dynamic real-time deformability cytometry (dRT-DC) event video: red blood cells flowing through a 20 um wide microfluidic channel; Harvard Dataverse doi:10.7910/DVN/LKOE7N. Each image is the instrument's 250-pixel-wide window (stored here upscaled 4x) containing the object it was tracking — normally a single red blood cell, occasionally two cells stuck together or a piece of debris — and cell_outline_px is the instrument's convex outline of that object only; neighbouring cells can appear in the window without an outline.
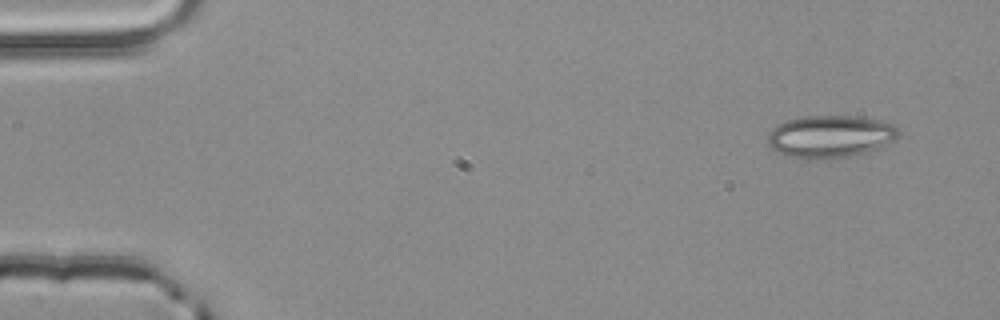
{"species": "common noctule bat (a hibernating species)", "species_latin": "Nyctalus noctula", "temperature_condition": "room temperature", "stored_images_in_passage": 50, "camera_frame_rate_fps": 3000, "um_per_image_px": 0.085, "animal": {"sex": "male", "body_mass_g": 20.4}, "frame": {"image": 1, "passage_image": 1, "time_ms": 0.0, "image_size_px": [1000, 320], "cell_outline_px": [[900, 136], [876, 148], [864, 152], [848, 156], [784, 156], [776, 152], [768, 144], [768, 132], [776, 124], [788, 120], [804, 116], [852, 116], [880, 120], [892, 124], [900, 132]], "centroid_in_image_um": [70.54, 11.55], "position_along_channel_um": 14.5, "area_um2": 31.33}}
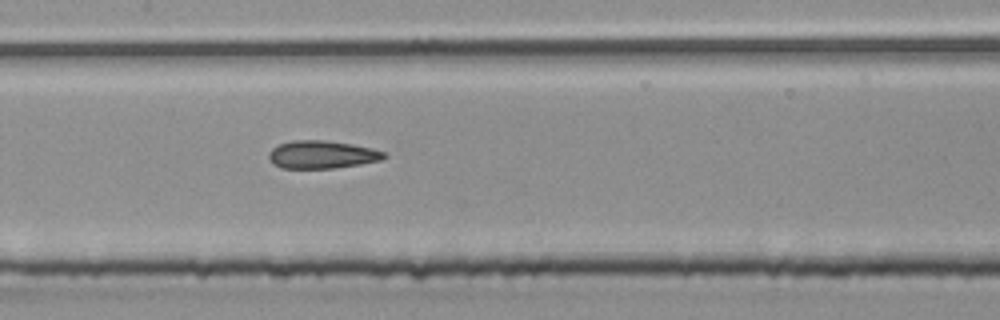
{"frame": {"image": 2, "passage_image": 23, "time_ms": 7.333, "image_size_px": [1000, 320], "cell_outline_px": [[388, 156], [380, 160], [360, 164], [336, 168], [280, 168], [272, 164], [268, 156], [268, 152], [272, 148], [280, 144], [292, 140], [324, 140], [352, 144], [372, 148], [384, 152]], "centroid_in_image_um": [27.34, 13.14], "position_along_channel_um": 180.1, "area_um2": 18.79}}
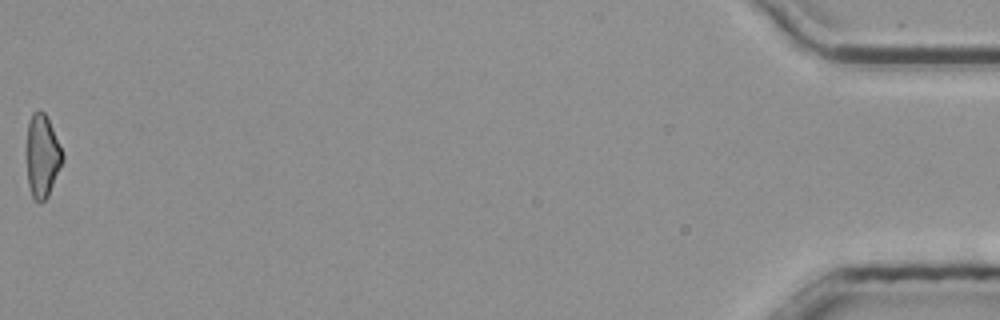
{"frame": {"image": 3, "passage_image": 50, "time_ms": 16.333, "image_size_px": [1000, 320], "cell_outline_px": [[64, 160], [48, 196], [44, 200], [36, 200], [32, 196], [28, 184], [28, 120], [32, 112], [44, 112], [52, 128], [64, 156]], "centroid_in_image_um": [3.61, 13.27], "position_along_channel_um": 431.6, "area_um2": 16.76}, "authors_computed_cell_mechanics": {"area_um2": 18.7561, "velocity_mm_per_s": 3.9688, "shape_relaxation_time_tau1_ms": null, "shape_relaxation_time_tau2_ms": 2.4317, "deformation_change_tau1": null, "deformation_change_tau2": 0.125}}